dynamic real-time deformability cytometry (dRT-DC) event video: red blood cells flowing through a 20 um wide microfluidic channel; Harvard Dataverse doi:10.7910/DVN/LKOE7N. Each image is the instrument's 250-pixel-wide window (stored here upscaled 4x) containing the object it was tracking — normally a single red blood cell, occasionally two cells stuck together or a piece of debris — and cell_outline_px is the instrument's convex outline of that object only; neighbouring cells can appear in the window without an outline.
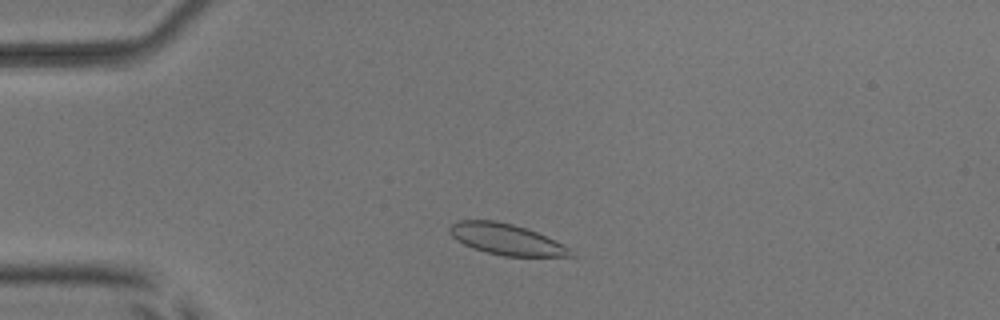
{"species": "common noctule bat (a hibernating species)", "species_latin": "Nyctalus noctula", "temperature_condition": "room temperature", "stored_images_in_passage": 47, "camera_frame_rate_fps": 3000, "um_per_image_px": 0.085, "animal": {"sex": "male", "body_mass_g": 17.9, "forearm_length_mm": 54.2}, "frame": {"image": 1, "passage_image": 7, "time_ms": 2.0, "image_size_px": [1000, 320], "cell_outline_px": [[576, 256], [504, 256], [484, 252], [464, 244], [456, 240], [448, 232], [448, 228], [456, 220], [496, 220], [512, 224], [536, 232], [568, 248]], "centroid_in_image_um": [42.94, 20.33], "position_along_channel_um": 42.1, "area_um2": 21.56}}
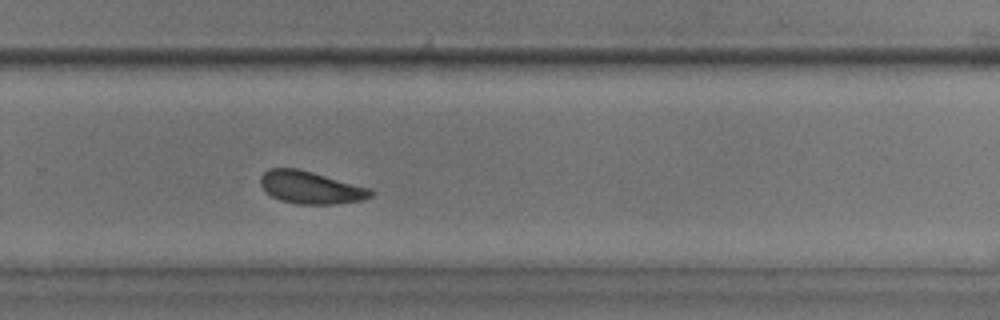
{"frame": {"image": 2, "passage_image": 30, "time_ms": 9.667, "image_size_px": [1000, 320], "cell_outline_px": [[376, 192], [372, 196], [360, 200], [332, 204], [296, 204], [280, 200], [272, 196], [260, 184], [260, 176], [268, 168], [296, 168], [312, 172], [372, 188]], "centroid_in_image_um": [26.43, 15.93], "position_along_channel_um": 303.4, "area_um2": 20.87}}
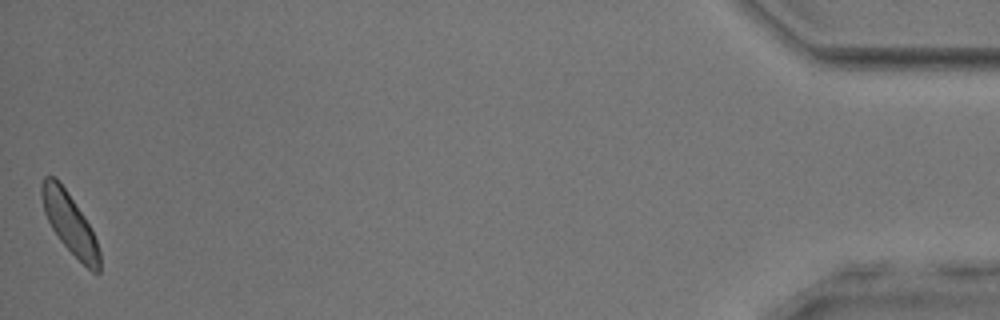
{"frame": {"image": 3, "passage_image": 47, "time_ms": 15.333, "image_size_px": [1000, 320], "cell_outline_px": [[100, 272], [92, 272], [60, 240], [52, 228], [44, 212], [40, 196], [40, 184], [44, 176], [56, 176], [84, 216], [92, 228], [100, 252]], "centroid_in_image_um": [5.91, 18.94], "position_along_channel_um": 429.3, "area_um2": 20.23}, "authors_computed_cell_mechanics": {"area_um2": 21.0392, "velocity_mm_per_s": 3.8352, "shape_relaxation_time_tau1_ms": 4.6556, "shape_relaxation_time_tau2_ms": 1.5027, "deformation_change_tau1": 0.095, "deformation_change_tau2": 0.037}}